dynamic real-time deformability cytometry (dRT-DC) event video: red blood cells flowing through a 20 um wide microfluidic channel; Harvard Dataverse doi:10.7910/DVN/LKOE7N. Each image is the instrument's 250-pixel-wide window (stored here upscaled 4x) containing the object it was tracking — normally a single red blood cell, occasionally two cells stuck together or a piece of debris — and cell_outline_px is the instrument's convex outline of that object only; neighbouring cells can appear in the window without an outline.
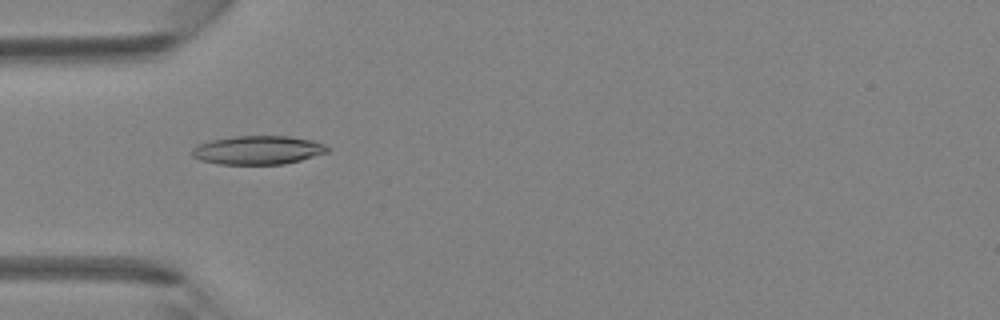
{"species": "Egyptian fruit bat (a non-hibernating species)", "species_latin": "Rousettus aegyptiacus", "temperature_condition": "room temperature", "stored_images_in_passage": 33, "camera_frame_rate_fps": 3000, "um_per_image_px": 0.085, "animal": {"sex": "female"}, "frame": {"image": 1, "passage_image": 2, "time_ms": 0.333, "image_size_px": [1000, 320], "cell_outline_px": [[332, 148], [328, 152], [300, 160], [284, 164], [220, 164], [200, 160], [192, 156], [192, 148], [196, 144], [212, 140], [236, 136], [288, 136], [312, 140], [324, 144]], "centroid_in_image_um": [21.93, 12.75], "position_along_channel_um": 63.1, "area_um2": 22.66}}
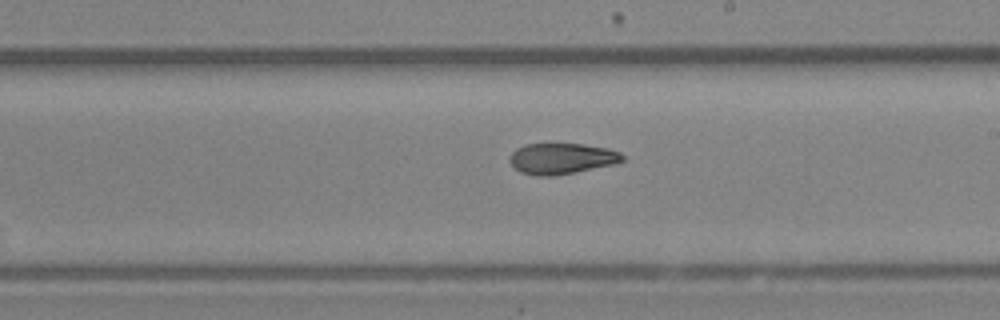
{"frame": {"image": 2, "passage_image": 14, "time_ms": 4.333, "image_size_px": [1000, 320], "cell_outline_px": [[624, 160], [612, 164], [556, 176], [536, 176], [520, 172], [508, 160], [512, 152], [516, 148], [524, 144], [584, 144], [608, 148], [620, 152], [624, 156]], "centroid_in_image_um": [47.72, 13.47], "position_along_channel_um": 241.3, "area_um2": 20.29}}
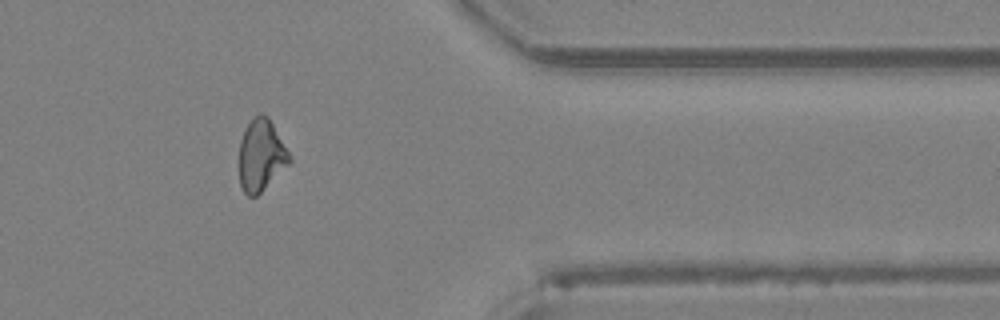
{"frame": {"image": 3, "passage_image": 25, "time_ms": 8.0, "image_size_px": [1000, 320], "cell_outline_px": [[292, 160], [256, 196], [248, 196], [244, 192], [240, 184], [240, 140], [244, 128], [260, 112], [268, 116], [292, 156]], "centroid_in_image_um": [22.2, 13.17], "position_along_channel_um": 389.2, "area_um2": 20.75}}